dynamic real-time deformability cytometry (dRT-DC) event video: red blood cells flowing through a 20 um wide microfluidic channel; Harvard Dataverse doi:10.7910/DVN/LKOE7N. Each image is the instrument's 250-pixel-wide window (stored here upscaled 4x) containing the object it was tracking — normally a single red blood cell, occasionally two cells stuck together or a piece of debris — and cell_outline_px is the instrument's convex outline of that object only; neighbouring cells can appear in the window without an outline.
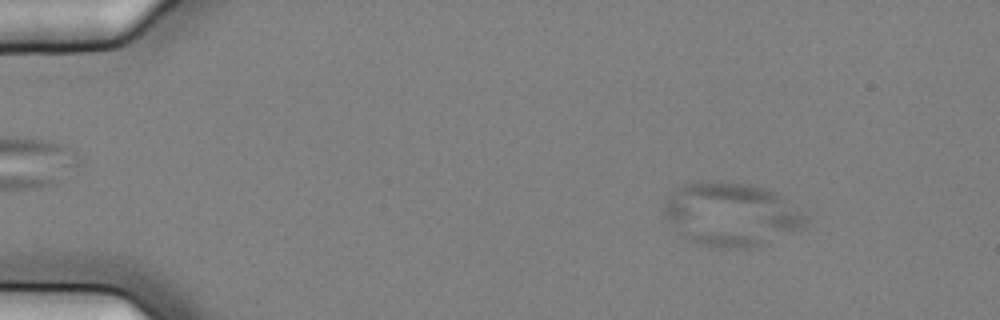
{"species": "common noctule bat (a hibernating species)", "species_latin": "Nyctalus noctula", "temperature_condition": "cold", "stored_images_in_passage": 56, "camera_frame_rate_fps": 3000, "um_per_image_px": 0.085, "animal": {"sex": "female", "body_mass_g": 25.1}, "frame": {"image": 1, "passage_image": 7, "time_ms": 2.0, "image_size_px": [1000, 320], "cell_outline_px": [[808, 224], [800, 228], [764, 244], [752, 248], [712, 248], [696, 244], [684, 236], [664, 216], [664, 200], [676, 188], [684, 184], [700, 180], [720, 180], [748, 184], [768, 188], [776, 192], [808, 216]], "centroid_in_image_um": [62.14, 18.2], "position_along_channel_um": 22.9, "area_um2": 52.89}}
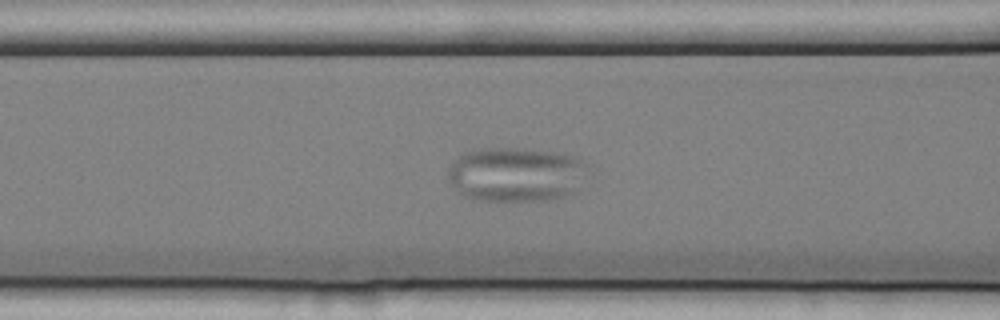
{"frame": {"image": 2, "passage_image": 23, "time_ms": 7.333, "image_size_px": [1000, 320], "cell_outline_px": [[592, 172], [572, 192], [548, 200], [480, 200], [464, 196], [456, 192], [448, 180], [448, 168], [460, 152], [472, 148], [516, 148], [556, 152], [576, 156], [592, 164]], "centroid_in_image_um": [43.88, 14.79], "position_along_channel_um": 122.7, "area_um2": 45.37}}
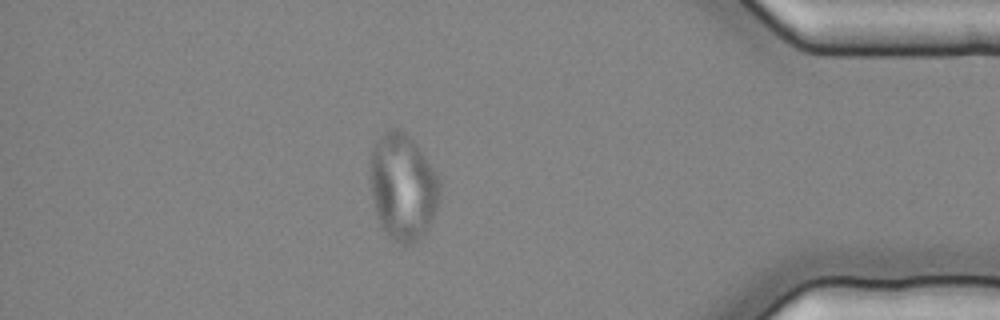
{"frame": {"image": 3, "passage_image": 49, "time_ms": 16.0, "image_size_px": [1000, 320], "cell_outline_px": [[440, 200], [432, 220], [424, 236], [412, 244], [400, 244], [392, 240], [384, 232], [380, 224], [376, 212], [372, 196], [368, 176], [368, 172], [372, 144], [388, 128], [400, 128], [420, 148], [440, 176]], "centroid_in_image_um": [34.23, 15.87], "position_along_channel_um": 401.0, "area_um2": 44.33}}